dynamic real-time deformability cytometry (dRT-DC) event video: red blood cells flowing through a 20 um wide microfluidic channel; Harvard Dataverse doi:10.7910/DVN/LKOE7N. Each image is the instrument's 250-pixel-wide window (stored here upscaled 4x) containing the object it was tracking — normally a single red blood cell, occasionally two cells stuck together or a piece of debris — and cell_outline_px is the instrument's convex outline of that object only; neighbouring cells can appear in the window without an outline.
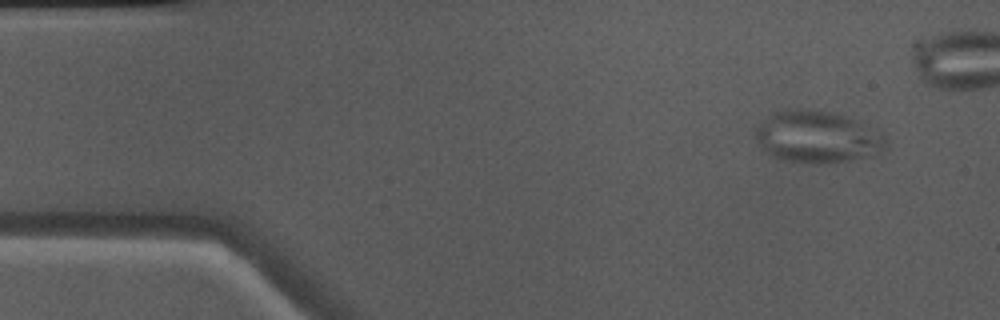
{"species": "Egyptian fruit bat (a non-hibernating species)", "species_latin": "Rousettus aegyptiacus", "temperature_condition": "warm", "stored_images_in_passage": 40, "camera_frame_rate_fps": 3000, "um_per_image_px": 0.085, "animal": {"sex": "male"}, "frame": {"image": 1, "passage_image": 3, "time_ms": 0.667, "image_size_px": [1000, 320], "cell_outline_px": [[888, 148], [872, 156], [848, 160], [820, 164], [788, 160], [772, 156], [756, 140], [756, 128], [772, 112], [788, 108], [808, 108], [828, 112], [860, 120], [876, 128], [884, 136]], "centroid_in_image_um": [69.52, 11.61], "position_along_channel_um": 15.5, "area_um2": 39.59}}
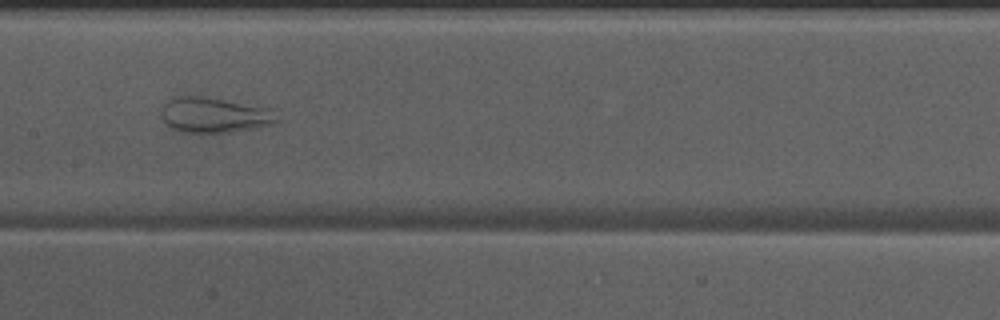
{"frame": {"image": 2, "passage_image": 23, "time_ms": 7.333, "image_size_px": [1000, 320], "cell_outline_px": [[280, 120], [272, 124], [256, 128], [232, 132], [204, 136], [180, 132], [164, 124], [160, 116], [160, 112], [164, 104], [168, 100], [176, 96], [204, 96], [268, 108]], "centroid_in_image_um": [18.13, 9.83], "position_along_channel_um": 189.3, "area_um2": 24.57}}
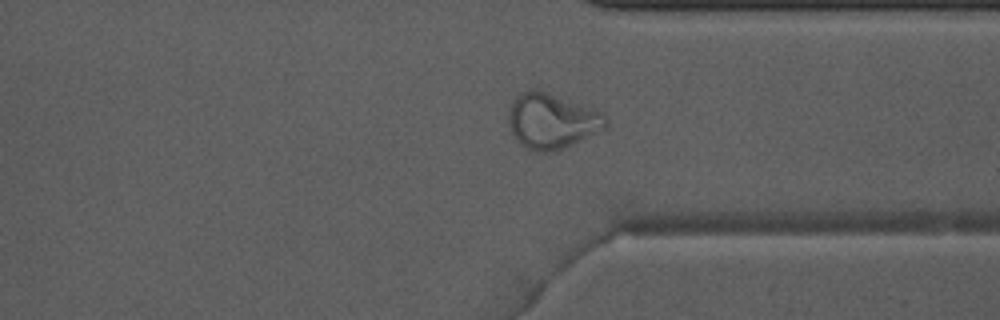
{"frame": {"image": 3, "passage_image": 36, "time_ms": 11.667, "image_size_px": [1000, 320], "cell_outline_px": [[608, 124], [604, 128], [564, 148], [552, 152], [532, 152], [524, 148], [512, 136], [508, 124], [508, 112], [512, 100], [520, 92], [532, 88], [544, 92], [600, 112], [608, 116]], "centroid_in_image_um": [46.82, 10.32], "position_along_channel_um": 364.6, "area_um2": 31.15}}